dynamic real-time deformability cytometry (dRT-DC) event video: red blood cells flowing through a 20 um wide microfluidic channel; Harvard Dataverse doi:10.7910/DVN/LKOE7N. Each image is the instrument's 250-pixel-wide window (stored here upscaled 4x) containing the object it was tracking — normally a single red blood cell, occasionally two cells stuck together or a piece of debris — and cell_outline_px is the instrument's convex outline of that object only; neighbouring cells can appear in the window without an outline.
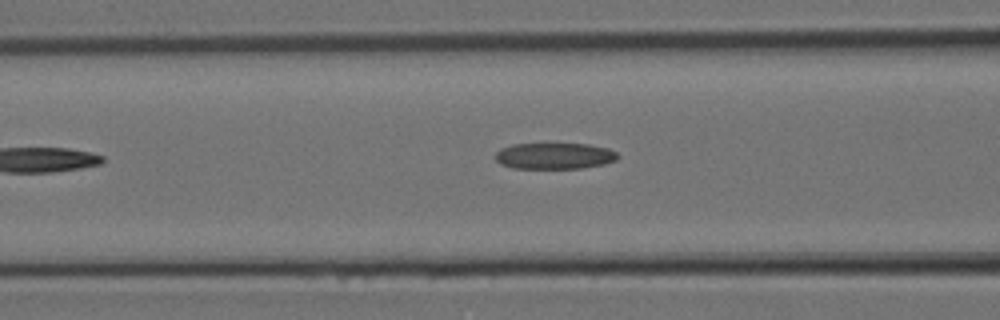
{"species": "Egyptian fruit bat (a non-hibernating species)", "species_latin": "Rousettus aegyptiacus", "temperature_condition": "room temperature", "stored_images_in_passage": 6, "camera_frame_rate_fps": 3000, "um_per_image_px": 0.085, "animal": {"sex": "female"}, "frame": {"image": 1, "passage_image": 6, "time_ms": 1.667, "image_size_px": [1000, 320], "cell_outline_px": [[620, 156], [616, 160], [604, 164], [580, 168], [512, 168], [500, 164], [496, 160], [496, 152], [500, 148], [512, 144], [588, 144], [608, 148], [616, 152]], "centroid_in_image_um": [47.13, 13.25], "position_along_channel_um": 119.5, "area_um2": 18.73}}